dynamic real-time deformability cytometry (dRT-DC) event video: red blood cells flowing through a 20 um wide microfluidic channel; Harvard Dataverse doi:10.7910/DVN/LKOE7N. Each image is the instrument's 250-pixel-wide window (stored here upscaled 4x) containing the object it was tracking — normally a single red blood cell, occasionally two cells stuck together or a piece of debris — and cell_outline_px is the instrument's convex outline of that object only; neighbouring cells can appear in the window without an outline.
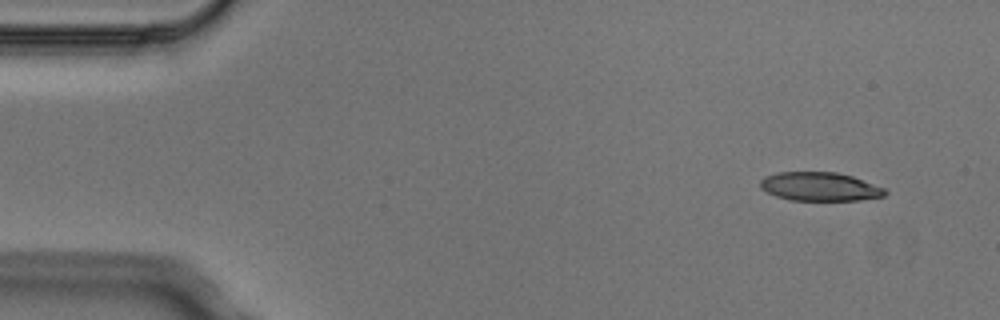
{"species": "Egyptian fruit bat (a non-hibernating species)", "species_latin": "Rousettus aegyptiacus", "temperature_condition": "cold", "stored_images_in_passage": 3, "camera_frame_rate_fps": 3000, "um_per_image_px": 0.085, "animal": {"sex": "male"}, "frame": {"image": 1, "passage_image": 1, "time_ms": 0.0, "image_size_px": [1000, 320], "cell_outline_px": [[888, 192], [884, 196], [860, 200], [788, 200], [776, 196], [760, 188], [760, 180], [764, 176], [776, 172], [836, 172], [852, 176], [884, 188]], "centroid_in_image_um": [69.66, 15.86], "position_along_channel_um": 15.3, "area_um2": 20.87}}
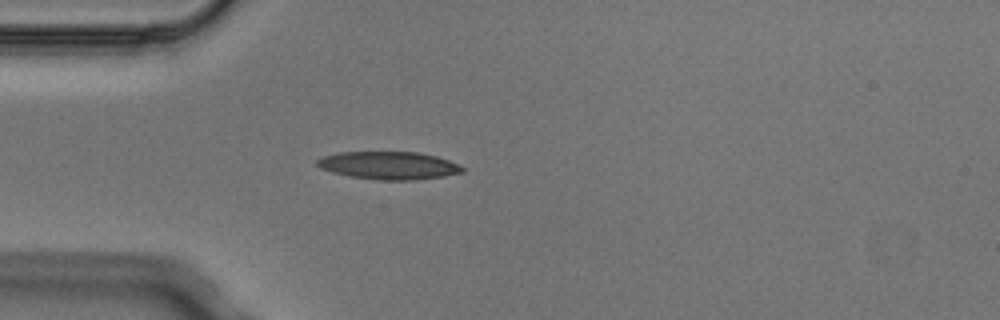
{"frame": {"image": 2, "passage_image": 3, "time_ms": 0.667, "image_size_px": [1000, 320], "cell_outline_px": [[464, 172], [444, 176], [416, 180], [380, 180], [352, 176], [332, 172], [320, 168], [316, 164], [316, 160], [320, 156], [340, 152], [416, 152], [436, 156], [448, 160], [464, 168]], "centroid_in_image_um": [33.02, 14.06], "position_along_channel_um": 52.0, "area_um2": 23.47}}